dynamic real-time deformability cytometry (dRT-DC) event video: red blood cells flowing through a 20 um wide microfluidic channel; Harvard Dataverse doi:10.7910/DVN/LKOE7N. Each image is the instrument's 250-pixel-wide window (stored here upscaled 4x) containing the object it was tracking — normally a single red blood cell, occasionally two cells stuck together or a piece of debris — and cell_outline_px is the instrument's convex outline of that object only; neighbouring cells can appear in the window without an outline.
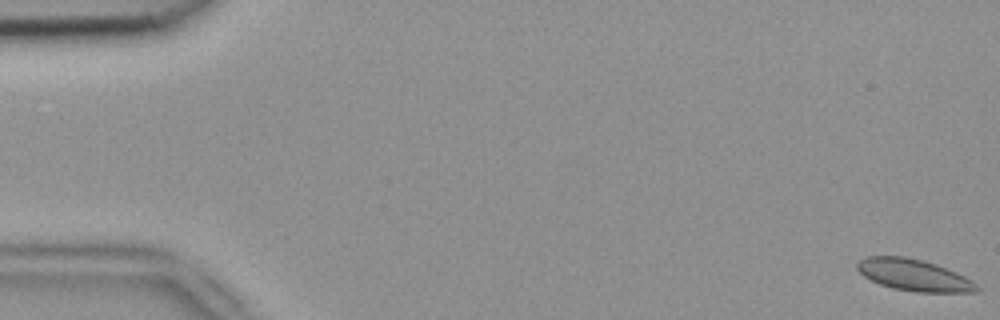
{"species": "common noctule bat (a hibernating species)", "species_latin": "Nyctalus noctula", "temperature_condition": "room temperature", "stored_images_in_passage": 13, "camera_frame_rate_fps": 3000, "um_per_image_px": 0.085, "animal": {"sex": "female", "body_mass_g": 18.4}, "frame": {"image": 1, "passage_image": 1, "time_ms": 0.0, "image_size_px": [1000, 320], "cell_outline_px": [[980, 288], [976, 292], [916, 292], [892, 288], [880, 284], [864, 276], [856, 268], [856, 264], [860, 260], [868, 256], [904, 256], [936, 264], [956, 272], [972, 280]], "centroid_in_image_um": [77.68, 23.38], "position_along_channel_um": 7.3, "area_um2": 21.91}}